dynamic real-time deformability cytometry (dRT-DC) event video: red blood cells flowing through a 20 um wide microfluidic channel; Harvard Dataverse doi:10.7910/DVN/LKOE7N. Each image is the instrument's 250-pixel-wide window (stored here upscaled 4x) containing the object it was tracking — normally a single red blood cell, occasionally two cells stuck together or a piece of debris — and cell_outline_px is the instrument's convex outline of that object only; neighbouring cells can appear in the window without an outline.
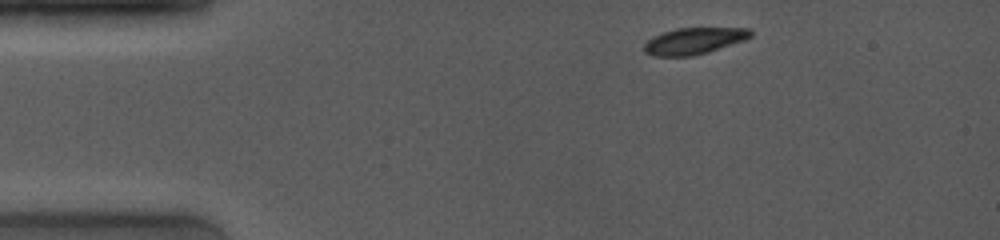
{"species": "common noctule bat (a hibernating species)", "species_latin": "Nyctalus noctula", "temperature_condition": "room temperature", "stored_images_in_passage": 23, "camera_frame_rate_fps": 4000, "um_per_image_px": 0.085, "animal": {"sex": "female", "body_mass_g": 19.0, "forearm_length_mm": 53.3}, "frame": {"image": 1, "passage_image": 1, "time_ms": 0.0, "image_size_px": [1000, 240], "cell_outline_px": [[752, 36], [744, 40], [708, 52], [692, 56], [652, 56], [644, 52], [644, 44], [648, 40], [664, 32], [676, 28], [748, 28], [752, 32]], "centroid_in_image_um": [58.98, 3.48], "position_along_channel_um": 26.0, "area_um2": 16.3}}
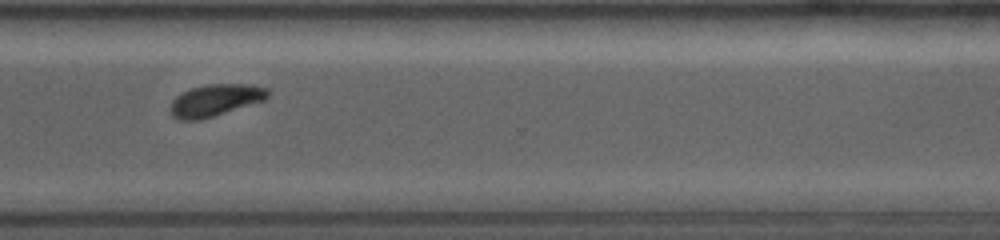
{"frame": {"image": 2, "passage_image": 20, "time_ms": 9.75, "image_size_px": [1000, 240], "cell_outline_px": [[268, 96], [264, 100], [200, 120], [180, 120], [172, 116], [168, 112], [168, 108], [172, 100], [176, 96], [192, 88], [208, 84], [252, 84], [268, 88]], "centroid_in_image_um": [18.26, 8.52], "position_along_channel_um": 352.3, "area_um2": 18.09}}
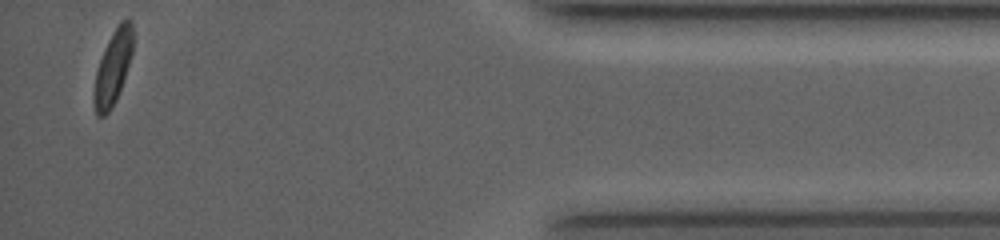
{"frame": {"image": 3, "passage_image": 23, "time_ms": 12.75, "image_size_px": [1000, 240], "cell_outline_px": [[132, 52], [116, 100], [108, 112], [104, 116], [96, 116], [92, 100], [92, 92], [96, 72], [104, 48], [112, 32], [120, 20], [128, 16], [132, 20]], "centroid_in_image_um": [9.57, 5.72], "position_along_channel_um": 425.6, "area_um2": 16.82}, "authors_computed_cell_mechanics": {"area_um2": 18.2648, "velocity_mm_per_s": 4.0143, "shape_relaxation_time_tau1_ms": 1.261, "shape_relaxation_time_tau2_ms": 1.208, "deformation_change_tau1": 0.1129, "deformation_change_tau2": 0.0389}}